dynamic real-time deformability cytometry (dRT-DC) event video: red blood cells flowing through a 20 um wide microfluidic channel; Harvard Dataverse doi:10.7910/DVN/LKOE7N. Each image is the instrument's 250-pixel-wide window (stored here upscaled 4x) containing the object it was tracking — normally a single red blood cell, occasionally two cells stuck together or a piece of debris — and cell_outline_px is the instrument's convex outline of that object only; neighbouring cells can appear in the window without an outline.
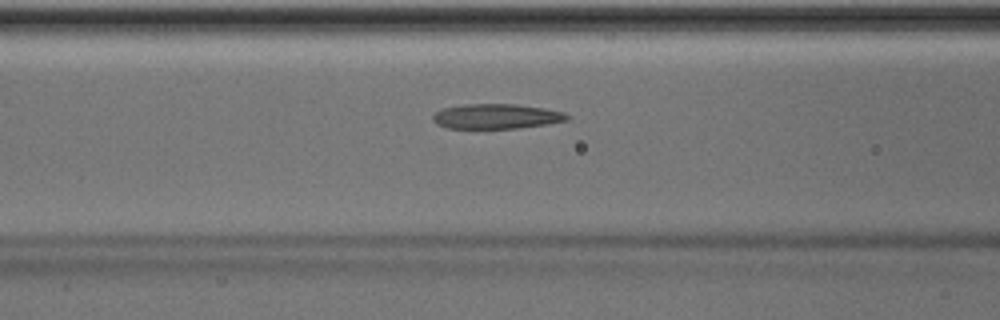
{"species": "Egyptian fruit bat (a non-hibernating species)", "species_latin": "Rousettus aegyptiacus", "temperature_condition": "room temperature", "stored_images_in_passage": 51, "camera_frame_rate_fps": 3000, "um_per_image_px": 0.085, "animal": {"sex": "male"}, "frame": {"image": 1, "passage_image": 21, "time_ms": 6.667, "image_size_px": [1000, 320], "cell_outline_px": [[572, 116], [568, 120], [548, 124], [520, 128], [448, 128], [436, 124], [432, 120], [432, 116], [436, 112], [444, 108], [464, 104], [516, 104], [544, 108], [564, 112]], "centroid_in_image_um": [42.22, 9.89], "position_along_channel_um": 124.4, "area_um2": 19.59}}
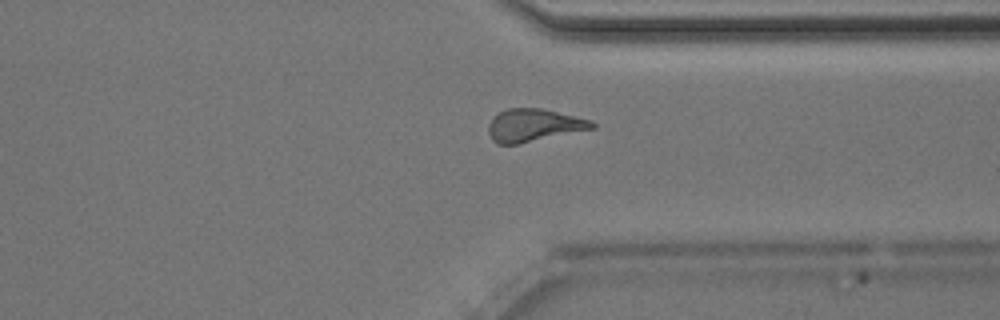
{"frame": {"image": 2, "passage_image": 39, "time_ms": 12.667, "image_size_px": [1000, 320], "cell_outline_px": [[596, 128], [520, 144], [496, 144], [492, 140], [488, 132], [488, 124], [492, 116], [508, 108], [540, 108], [592, 120], [596, 124]], "centroid_in_image_um": [45.36, 10.66], "position_along_channel_um": 366.0, "area_um2": 19.94}}
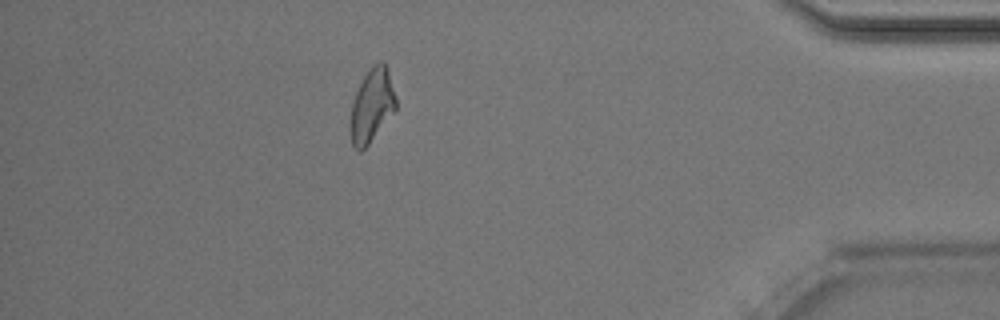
{"frame": {"image": 3, "passage_image": 45, "time_ms": 14.667, "image_size_px": [1000, 320], "cell_outline_px": [[396, 108], [368, 144], [360, 152], [352, 144], [352, 100], [364, 76], [380, 60], [384, 60], [388, 68], [396, 96]], "centroid_in_image_um": [31.64, 8.91], "position_along_channel_um": 403.6, "area_um2": 18.79}, "authors_computed_cell_mechanics": {"area_um2": 20.2878, "velocity_mm_per_s": 4.0367, "shape_relaxation_time_tau1_ms": 4.8114, "shape_relaxation_time_tau2_ms": 2.2807, "deformation_change_tau1": 0.1514, "deformation_change_tau2": 0.1166}}